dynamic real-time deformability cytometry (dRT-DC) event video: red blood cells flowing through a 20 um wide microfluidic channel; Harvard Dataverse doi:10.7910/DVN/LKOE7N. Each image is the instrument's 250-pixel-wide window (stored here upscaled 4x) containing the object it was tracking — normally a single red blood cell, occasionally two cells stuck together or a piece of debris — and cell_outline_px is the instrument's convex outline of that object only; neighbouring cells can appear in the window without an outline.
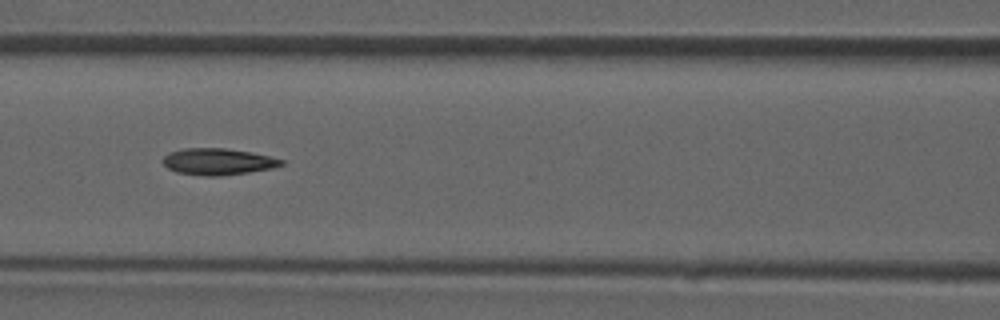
{"species": "common noctule bat (a hibernating species)", "species_latin": "Nyctalus noctula", "temperature_condition": "room temperature", "stored_images_in_passage": 25, "camera_frame_rate_fps": 3000, "um_per_image_px": 0.085, "animal": {"sex": "male", "forearm_length_mm": 52.5}, "frame": {"image": 1, "passage_image": 9, "time_ms": 2.667, "image_size_px": [1000, 320], "cell_outline_px": [[284, 164], [272, 168], [248, 172], [220, 176], [204, 176], [176, 172], [168, 168], [160, 160], [168, 152], [184, 148], [224, 148], [252, 152], [284, 160]], "centroid_in_image_um": [18.48, 13.73], "position_along_channel_um": 148.1, "area_um2": 18.38}}